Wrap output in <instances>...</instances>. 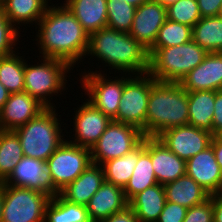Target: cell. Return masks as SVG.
I'll use <instances>...</instances> for the list:
<instances>
[{"mask_svg":"<svg viewBox=\"0 0 222 222\" xmlns=\"http://www.w3.org/2000/svg\"><path fill=\"white\" fill-rule=\"evenodd\" d=\"M37 25L36 40L42 57L65 61L73 68L85 58L89 34L64 4L48 6Z\"/></svg>","mask_w":222,"mask_h":222,"instance_id":"1","label":"cell"},{"mask_svg":"<svg viewBox=\"0 0 222 222\" xmlns=\"http://www.w3.org/2000/svg\"><path fill=\"white\" fill-rule=\"evenodd\" d=\"M89 54L118 72L122 70L124 73L144 75L149 70L148 50L129 33L108 27L89 35L87 55Z\"/></svg>","mask_w":222,"mask_h":222,"instance_id":"2","label":"cell"},{"mask_svg":"<svg viewBox=\"0 0 222 222\" xmlns=\"http://www.w3.org/2000/svg\"><path fill=\"white\" fill-rule=\"evenodd\" d=\"M188 121V92L180 83L156 81L148 98L146 137H158L170 128L187 125Z\"/></svg>","mask_w":222,"mask_h":222,"instance_id":"3","label":"cell"},{"mask_svg":"<svg viewBox=\"0 0 222 222\" xmlns=\"http://www.w3.org/2000/svg\"><path fill=\"white\" fill-rule=\"evenodd\" d=\"M54 107H47L36 117L14 130L18 136L24 157L46 162L64 142L58 114ZM62 135V136H61Z\"/></svg>","mask_w":222,"mask_h":222,"instance_id":"4","label":"cell"},{"mask_svg":"<svg viewBox=\"0 0 222 222\" xmlns=\"http://www.w3.org/2000/svg\"><path fill=\"white\" fill-rule=\"evenodd\" d=\"M207 54L193 40L182 45L158 48L149 57L148 73L158 82L180 83Z\"/></svg>","mask_w":222,"mask_h":222,"instance_id":"5","label":"cell"},{"mask_svg":"<svg viewBox=\"0 0 222 222\" xmlns=\"http://www.w3.org/2000/svg\"><path fill=\"white\" fill-rule=\"evenodd\" d=\"M42 60L43 62H37V65H28V61L25 60L24 92L36 98L46 108L55 107L47 97H51L53 93L57 95L65 89V74L72 67L59 59L43 57Z\"/></svg>","mask_w":222,"mask_h":222,"instance_id":"6","label":"cell"},{"mask_svg":"<svg viewBox=\"0 0 222 222\" xmlns=\"http://www.w3.org/2000/svg\"><path fill=\"white\" fill-rule=\"evenodd\" d=\"M50 198L45 192L3 183L2 222H44Z\"/></svg>","mask_w":222,"mask_h":222,"instance_id":"7","label":"cell"},{"mask_svg":"<svg viewBox=\"0 0 222 222\" xmlns=\"http://www.w3.org/2000/svg\"><path fill=\"white\" fill-rule=\"evenodd\" d=\"M142 76V77H141ZM132 77V78H131ZM124 78V87L119 103L117 122L129 124L140 129L146 137V113L150 88L156 80L149 74Z\"/></svg>","mask_w":222,"mask_h":222,"instance_id":"8","label":"cell"},{"mask_svg":"<svg viewBox=\"0 0 222 222\" xmlns=\"http://www.w3.org/2000/svg\"><path fill=\"white\" fill-rule=\"evenodd\" d=\"M144 138L137 127L112 120L90 150L92 163L102 165L110 159L122 157L136 149Z\"/></svg>","mask_w":222,"mask_h":222,"instance_id":"9","label":"cell"},{"mask_svg":"<svg viewBox=\"0 0 222 222\" xmlns=\"http://www.w3.org/2000/svg\"><path fill=\"white\" fill-rule=\"evenodd\" d=\"M92 164L91 151L65 140L46 161L54 188L60 193Z\"/></svg>","mask_w":222,"mask_h":222,"instance_id":"10","label":"cell"},{"mask_svg":"<svg viewBox=\"0 0 222 222\" xmlns=\"http://www.w3.org/2000/svg\"><path fill=\"white\" fill-rule=\"evenodd\" d=\"M83 89L85 94L89 96L87 99L95 108L102 111L111 120H113L118 113L119 103L124 87V76L115 79H108L102 73L89 72L82 73Z\"/></svg>","mask_w":222,"mask_h":222,"instance_id":"11","label":"cell"},{"mask_svg":"<svg viewBox=\"0 0 222 222\" xmlns=\"http://www.w3.org/2000/svg\"><path fill=\"white\" fill-rule=\"evenodd\" d=\"M185 161L211 145L213 134L190 124L170 128L157 137Z\"/></svg>","mask_w":222,"mask_h":222,"instance_id":"12","label":"cell"},{"mask_svg":"<svg viewBox=\"0 0 222 222\" xmlns=\"http://www.w3.org/2000/svg\"><path fill=\"white\" fill-rule=\"evenodd\" d=\"M3 183L45 192L50 197L59 194L54 188L51 173L46 168V162L31 157H22Z\"/></svg>","mask_w":222,"mask_h":222,"instance_id":"13","label":"cell"},{"mask_svg":"<svg viewBox=\"0 0 222 222\" xmlns=\"http://www.w3.org/2000/svg\"><path fill=\"white\" fill-rule=\"evenodd\" d=\"M166 20V7L150 0L136 8L129 34L149 51L155 43L159 29Z\"/></svg>","mask_w":222,"mask_h":222,"instance_id":"14","label":"cell"},{"mask_svg":"<svg viewBox=\"0 0 222 222\" xmlns=\"http://www.w3.org/2000/svg\"><path fill=\"white\" fill-rule=\"evenodd\" d=\"M74 119L75 138L69 142L90 150L112 121L88 101L78 107Z\"/></svg>","mask_w":222,"mask_h":222,"instance_id":"15","label":"cell"},{"mask_svg":"<svg viewBox=\"0 0 222 222\" xmlns=\"http://www.w3.org/2000/svg\"><path fill=\"white\" fill-rule=\"evenodd\" d=\"M145 151L151 157L158 184L165 185L186 174V161L169 150L157 137H145Z\"/></svg>","mask_w":222,"mask_h":222,"instance_id":"16","label":"cell"},{"mask_svg":"<svg viewBox=\"0 0 222 222\" xmlns=\"http://www.w3.org/2000/svg\"><path fill=\"white\" fill-rule=\"evenodd\" d=\"M46 107L27 92L12 93L0 110V130L14 131Z\"/></svg>","mask_w":222,"mask_h":222,"instance_id":"17","label":"cell"},{"mask_svg":"<svg viewBox=\"0 0 222 222\" xmlns=\"http://www.w3.org/2000/svg\"><path fill=\"white\" fill-rule=\"evenodd\" d=\"M180 84L187 92L222 91V52L208 53Z\"/></svg>","mask_w":222,"mask_h":222,"instance_id":"18","label":"cell"},{"mask_svg":"<svg viewBox=\"0 0 222 222\" xmlns=\"http://www.w3.org/2000/svg\"><path fill=\"white\" fill-rule=\"evenodd\" d=\"M186 174L210 195L222 193V171L212 145L186 161Z\"/></svg>","mask_w":222,"mask_h":222,"instance_id":"19","label":"cell"},{"mask_svg":"<svg viewBox=\"0 0 222 222\" xmlns=\"http://www.w3.org/2000/svg\"><path fill=\"white\" fill-rule=\"evenodd\" d=\"M128 206L123 188L105 181L90 198L86 209L93 222H100Z\"/></svg>","mask_w":222,"mask_h":222,"instance_id":"20","label":"cell"},{"mask_svg":"<svg viewBox=\"0 0 222 222\" xmlns=\"http://www.w3.org/2000/svg\"><path fill=\"white\" fill-rule=\"evenodd\" d=\"M105 182L102 165L90 164L72 183L60 191L67 201L86 206L90 198Z\"/></svg>","mask_w":222,"mask_h":222,"instance_id":"21","label":"cell"},{"mask_svg":"<svg viewBox=\"0 0 222 222\" xmlns=\"http://www.w3.org/2000/svg\"><path fill=\"white\" fill-rule=\"evenodd\" d=\"M63 4L89 35L107 27L106 0H65Z\"/></svg>","mask_w":222,"mask_h":222,"instance_id":"22","label":"cell"},{"mask_svg":"<svg viewBox=\"0 0 222 222\" xmlns=\"http://www.w3.org/2000/svg\"><path fill=\"white\" fill-rule=\"evenodd\" d=\"M165 203L164 186L155 184L133 196L129 200V207L135 212L139 222H156Z\"/></svg>","mask_w":222,"mask_h":222,"instance_id":"23","label":"cell"},{"mask_svg":"<svg viewBox=\"0 0 222 222\" xmlns=\"http://www.w3.org/2000/svg\"><path fill=\"white\" fill-rule=\"evenodd\" d=\"M163 186L166 201L177 203L187 209L210 197V194L187 174Z\"/></svg>","mask_w":222,"mask_h":222,"instance_id":"24","label":"cell"},{"mask_svg":"<svg viewBox=\"0 0 222 222\" xmlns=\"http://www.w3.org/2000/svg\"><path fill=\"white\" fill-rule=\"evenodd\" d=\"M215 91L188 92V124L213 134Z\"/></svg>","mask_w":222,"mask_h":222,"instance_id":"25","label":"cell"},{"mask_svg":"<svg viewBox=\"0 0 222 222\" xmlns=\"http://www.w3.org/2000/svg\"><path fill=\"white\" fill-rule=\"evenodd\" d=\"M158 184L153 170L151 157L145 151V138L138 146V162L134 167L132 176L125 186L124 193L126 199L129 201L133 196L146 188Z\"/></svg>","mask_w":222,"mask_h":222,"instance_id":"26","label":"cell"},{"mask_svg":"<svg viewBox=\"0 0 222 222\" xmlns=\"http://www.w3.org/2000/svg\"><path fill=\"white\" fill-rule=\"evenodd\" d=\"M49 0H5L2 3L7 19L14 25L37 23L45 14ZM37 21V22H36Z\"/></svg>","mask_w":222,"mask_h":222,"instance_id":"27","label":"cell"},{"mask_svg":"<svg viewBox=\"0 0 222 222\" xmlns=\"http://www.w3.org/2000/svg\"><path fill=\"white\" fill-rule=\"evenodd\" d=\"M192 40L207 53L222 52V18L201 17L192 28Z\"/></svg>","mask_w":222,"mask_h":222,"instance_id":"28","label":"cell"},{"mask_svg":"<svg viewBox=\"0 0 222 222\" xmlns=\"http://www.w3.org/2000/svg\"><path fill=\"white\" fill-rule=\"evenodd\" d=\"M44 222H93L86 206L65 200L60 194L51 197L44 215Z\"/></svg>","mask_w":222,"mask_h":222,"instance_id":"29","label":"cell"},{"mask_svg":"<svg viewBox=\"0 0 222 222\" xmlns=\"http://www.w3.org/2000/svg\"><path fill=\"white\" fill-rule=\"evenodd\" d=\"M22 157L24 153L16 133L0 130V183L10 176Z\"/></svg>","mask_w":222,"mask_h":222,"instance_id":"30","label":"cell"},{"mask_svg":"<svg viewBox=\"0 0 222 222\" xmlns=\"http://www.w3.org/2000/svg\"><path fill=\"white\" fill-rule=\"evenodd\" d=\"M138 162V147L122 157L110 159L102 164L105 181L125 188Z\"/></svg>","mask_w":222,"mask_h":222,"instance_id":"31","label":"cell"},{"mask_svg":"<svg viewBox=\"0 0 222 222\" xmlns=\"http://www.w3.org/2000/svg\"><path fill=\"white\" fill-rule=\"evenodd\" d=\"M18 54L20 53L15 52L9 56L0 57V83L10 94L24 92L25 89V60Z\"/></svg>","mask_w":222,"mask_h":222,"instance_id":"32","label":"cell"},{"mask_svg":"<svg viewBox=\"0 0 222 222\" xmlns=\"http://www.w3.org/2000/svg\"><path fill=\"white\" fill-rule=\"evenodd\" d=\"M192 40V27L167 19L159 29L149 57L158 49L182 45Z\"/></svg>","mask_w":222,"mask_h":222,"instance_id":"33","label":"cell"},{"mask_svg":"<svg viewBox=\"0 0 222 222\" xmlns=\"http://www.w3.org/2000/svg\"><path fill=\"white\" fill-rule=\"evenodd\" d=\"M107 27L119 32L129 33L136 7L125 0H106Z\"/></svg>","mask_w":222,"mask_h":222,"instance_id":"34","label":"cell"},{"mask_svg":"<svg viewBox=\"0 0 222 222\" xmlns=\"http://www.w3.org/2000/svg\"><path fill=\"white\" fill-rule=\"evenodd\" d=\"M167 19L193 26L201 19L197 0H178L166 7Z\"/></svg>","mask_w":222,"mask_h":222,"instance_id":"35","label":"cell"},{"mask_svg":"<svg viewBox=\"0 0 222 222\" xmlns=\"http://www.w3.org/2000/svg\"><path fill=\"white\" fill-rule=\"evenodd\" d=\"M18 26H14L6 17L2 4H0V57L9 56L16 51L13 49L19 40ZM14 46V47H13Z\"/></svg>","mask_w":222,"mask_h":222,"instance_id":"36","label":"cell"},{"mask_svg":"<svg viewBox=\"0 0 222 222\" xmlns=\"http://www.w3.org/2000/svg\"><path fill=\"white\" fill-rule=\"evenodd\" d=\"M213 195L204 202L188 208L183 222H214Z\"/></svg>","mask_w":222,"mask_h":222,"instance_id":"37","label":"cell"},{"mask_svg":"<svg viewBox=\"0 0 222 222\" xmlns=\"http://www.w3.org/2000/svg\"><path fill=\"white\" fill-rule=\"evenodd\" d=\"M187 208L170 201H166L164 209L156 222H183Z\"/></svg>","mask_w":222,"mask_h":222,"instance_id":"38","label":"cell"},{"mask_svg":"<svg viewBox=\"0 0 222 222\" xmlns=\"http://www.w3.org/2000/svg\"><path fill=\"white\" fill-rule=\"evenodd\" d=\"M201 17L218 16L222 0H197Z\"/></svg>","mask_w":222,"mask_h":222,"instance_id":"39","label":"cell"},{"mask_svg":"<svg viewBox=\"0 0 222 222\" xmlns=\"http://www.w3.org/2000/svg\"><path fill=\"white\" fill-rule=\"evenodd\" d=\"M213 135L222 129V91H215Z\"/></svg>","mask_w":222,"mask_h":222,"instance_id":"40","label":"cell"},{"mask_svg":"<svg viewBox=\"0 0 222 222\" xmlns=\"http://www.w3.org/2000/svg\"><path fill=\"white\" fill-rule=\"evenodd\" d=\"M100 222H139L135 212L128 206L125 210L115 213Z\"/></svg>","mask_w":222,"mask_h":222,"instance_id":"41","label":"cell"},{"mask_svg":"<svg viewBox=\"0 0 222 222\" xmlns=\"http://www.w3.org/2000/svg\"><path fill=\"white\" fill-rule=\"evenodd\" d=\"M214 222H222V193L213 194Z\"/></svg>","mask_w":222,"mask_h":222,"instance_id":"42","label":"cell"},{"mask_svg":"<svg viewBox=\"0 0 222 222\" xmlns=\"http://www.w3.org/2000/svg\"><path fill=\"white\" fill-rule=\"evenodd\" d=\"M211 145L216 158L217 163L222 171V140H219L215 135H213Z\"/></svg>","mask_w":222,"mask_h":222,"instance_id":"43","label":"cell"},{"mask_svg":"<svg viewBox=\"0 0 222 222\" xmlns=\"http://www.w3.org/2000/svg\"><path fill=\"white\" fill-rule=\"evenodd\" d=\"M9 95L10 93L8 92V90L0 83V110L3 108L5 102L8 100Z\"/></svg>","mask_w":222,"mask_h":222,"instance_id":"44","label":"cell"},{"mask_svg":"<svg viewBox=\"0 0 222 222\" xmlns=\"http://www.w3.org/2000/svg\"><path fill=\"white\" fill-rule=\"evenodd\" d=\"M127 3L133 5L134 7H139L141 4L148 2L150 0H125Z\"/></svg>","mask_w":222,"mask_h":222,"instance_id":"45","label":"cell"},{"mask_svg":"<svg viewBox=\"0 0 222 222\" xmlns=\"http://www.w3.org/2000/svg\"><path fill=\"white\" fill-rule=\"evenodd\" d=\"M3 182L0 183V222H2Z\"/></svg>","mask_w":222,"mask_h":222,"instance_id":"46","label":"cell"},{"mask_svg":"<svg viewBox=\"0 0 222 222\" xmlns=\"http://www.w3.org/2000/svg\"><path fill=\"white\" fill-rule=\"evenodd\" d=\"M152 1H156L159 2L160 4H162L163 6L167 7L172 3H175L178 0H152Z\"/></svg>","mask_w":222,"mask_h":222,"instance_id":"47","label":"cell"},{"mask_svg":"<svg viewBox=\"0 0 222 222\" xmlns=\"http://www.w3.org/2000/svg\"><path fill=\"white\" fill-rule=\"evenodd\" d=\"M215 136H216L219 140H222V129L219 130V131L215 134Z\"/></svg>","mask_w":222,"mask_h":222,"instance_id":"48","label":"cell"},{"mask_svg":"<svg viewBox=\"0 0 222 222\" xmlns=\"http://www.w3.org/2000/svg\"><path fill=\"white\" fill-rule=\"evenodd\" d=\"M218 16L222 18V4Z\"/></svg>","mask_w":222,"mask_h":222,"instance_id":"49","label":"cell"}]
</instances>
